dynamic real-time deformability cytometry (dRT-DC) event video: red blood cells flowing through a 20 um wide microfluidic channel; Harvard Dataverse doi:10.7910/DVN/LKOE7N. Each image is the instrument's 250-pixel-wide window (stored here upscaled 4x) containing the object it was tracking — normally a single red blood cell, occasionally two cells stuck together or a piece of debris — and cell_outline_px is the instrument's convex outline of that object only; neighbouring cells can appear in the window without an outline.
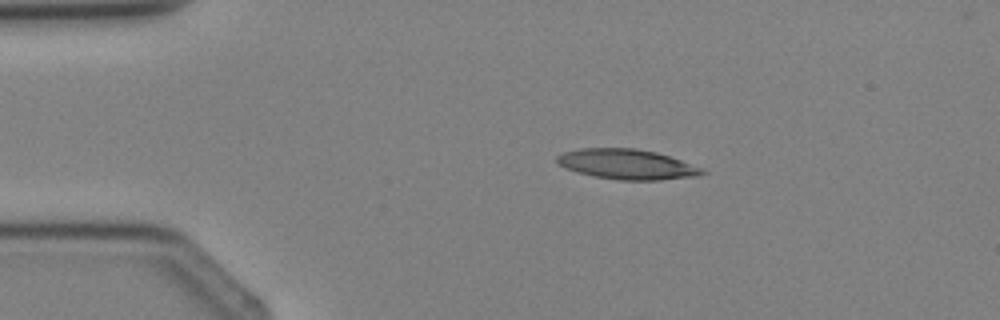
{"species": "Egyptian fruit bat (a non-hibernating species)", "species_latin": "Rousettus aegyptiacus", "temperature_condition": "cold", "stored_images_in_passage": 3, "camera_frame_rate_fps": 3000, "um_per_image_px": 0.085, "animal": {"sex": "female"}, "frame": {"image": 1, "passage_image": 1, "time_ms": 0.0, "image_size_px": [1000, 320], "cell_outline_px": [[708, 172], [700, 176], [660, 180], [620, 180], [596, 176], [564, 168], [556, 160], [556, 156], [564, 152], [580, 148], [636, 148], [656, 152], [704, 168]], "centroid_in_image_um": [53.34, 13.96], "position_along_channel_um": 31.7, "area_um2": 25.43}}